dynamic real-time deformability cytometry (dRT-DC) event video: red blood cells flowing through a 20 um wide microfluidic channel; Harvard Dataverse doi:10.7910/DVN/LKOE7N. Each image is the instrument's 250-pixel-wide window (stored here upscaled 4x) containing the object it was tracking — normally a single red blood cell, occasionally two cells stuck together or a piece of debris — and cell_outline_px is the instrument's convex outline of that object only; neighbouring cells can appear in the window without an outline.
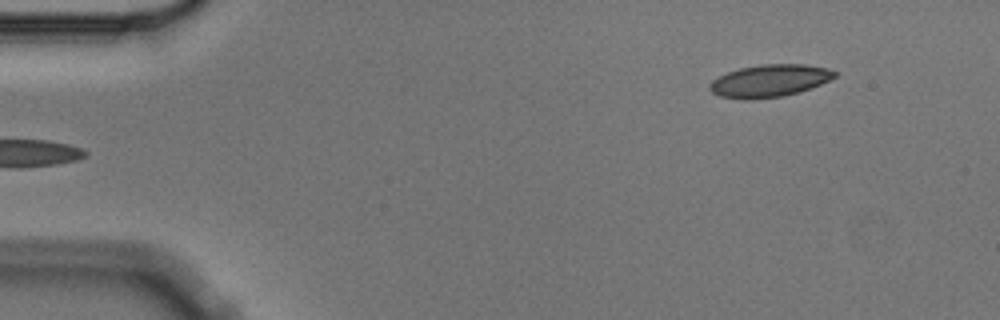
{"species": "Egyptian fruit bat (a non-hibernating species)", "species_latin": "Rousettus aegyptiacus", "temperature_condition": "cold", "stored_images_in_passage": 6, "segment_of_instrument_passage": [2, 2], "camera_frame_rate_fps": 3000, "um_per_image_px": 0.085, "animal": {"sex": "male"}, "frame": {"image": 1, "passage_image": 6, "time_ms": 1.667, "image_size_px": [1000, 320], "cell_outline_px": [[836, 76], [820, 84], [800, 92], [784, 96], [748, 100], [744, 100], [720, 96], [712, 92], [708, 88], [708, 84], [712, 80], [728, 72], [740, 68], [760, 64], [804, 64], [828, 68], [836, 72]], "centroid_in_image_um": [65.39, 6.87], "position_along_channel_um": 19.6, "area_um2": 23.64}}